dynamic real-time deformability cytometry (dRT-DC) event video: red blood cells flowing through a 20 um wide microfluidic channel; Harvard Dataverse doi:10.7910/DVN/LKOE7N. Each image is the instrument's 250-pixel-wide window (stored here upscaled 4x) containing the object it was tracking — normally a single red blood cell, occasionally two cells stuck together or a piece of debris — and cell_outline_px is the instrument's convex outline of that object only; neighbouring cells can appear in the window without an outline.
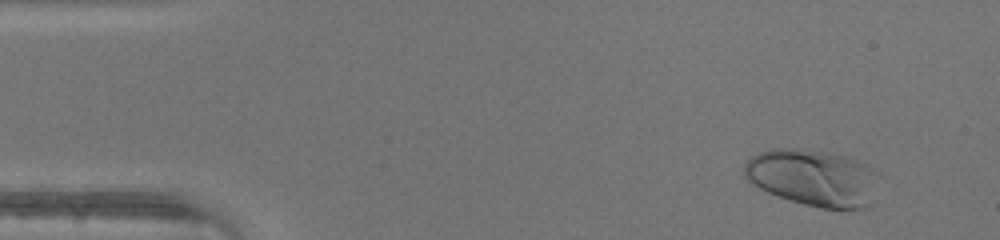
{"species": "human", "species_latin": "Homo sapiens", "temperature_condition": "warm", "stored_images_in_passage": 46, "camera_frame_rate_fps": 3000, "um_per_image_px": 0.085, "donor": {"sex": "male"}, "frame": {"image": 1, "passage_image": 4, "time_ms": 1.0, "image_size_px": [1000, 240], "cell_outline_px": [[872, 208], [824, 208], [804, 204], [768, 192], [752, 184], [744, 176], [744, 164], [752, 156], [760, 152], [772, 148], [800, 148], [840, 156], [856, 160], [868, 164], [872, 168]], "centroid_in_image_um": [69.03, 15.1], "position_along_channel_um": 16.0, "area_um2": 43.41}}
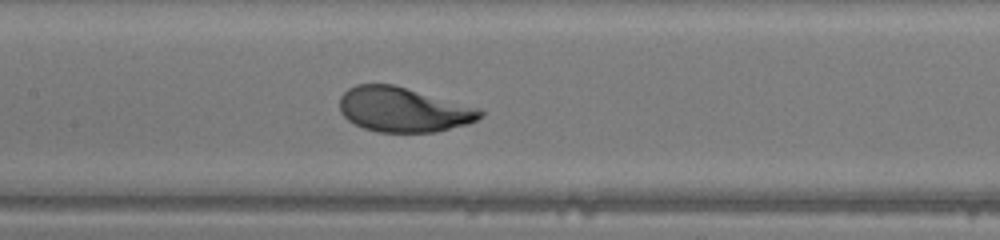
{"frame": {"image": 2, "passage_image": 22, "time_ms": 7.0, "image_size_px": [1000, 240], "cell_outline_px": [[484, 112], [476, 120], [468, 124], [436, 132], [376, 132], [364, 128], [348, 120], [340, 112], [340, 96], [348, 88], [356, 84], [392, 84], [480, 108]], "centroid_in_image_um": [34.26, 9.32], "position_along_channel_um": 173.1, "area_um2": 36.53}}
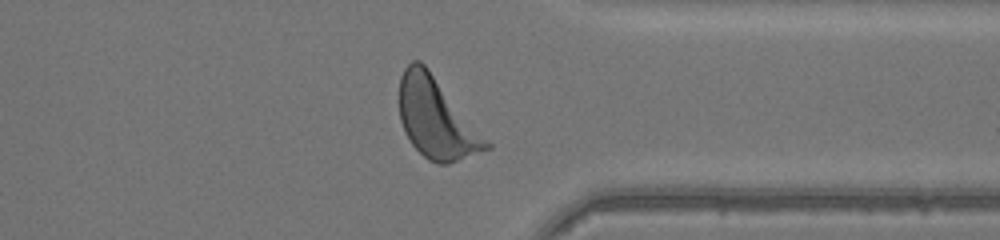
{"frame": {"image": 3, "passage_image": 36, "time_ms": 11.667, "image_size_px": [1000, 240], "cell_outline_px": [[492, 148], [448, 164], [440, 164], [428, 160], [412, 144], [404, 132], [400, 120], [400, 76], [404, 68], [412, 60], [420, 60], [428, 68], [492, 144]], "centroid_in_image_um": [37.09, 10.07], "position_along_channel_um": 374.3, "area_um2": 40.34}}